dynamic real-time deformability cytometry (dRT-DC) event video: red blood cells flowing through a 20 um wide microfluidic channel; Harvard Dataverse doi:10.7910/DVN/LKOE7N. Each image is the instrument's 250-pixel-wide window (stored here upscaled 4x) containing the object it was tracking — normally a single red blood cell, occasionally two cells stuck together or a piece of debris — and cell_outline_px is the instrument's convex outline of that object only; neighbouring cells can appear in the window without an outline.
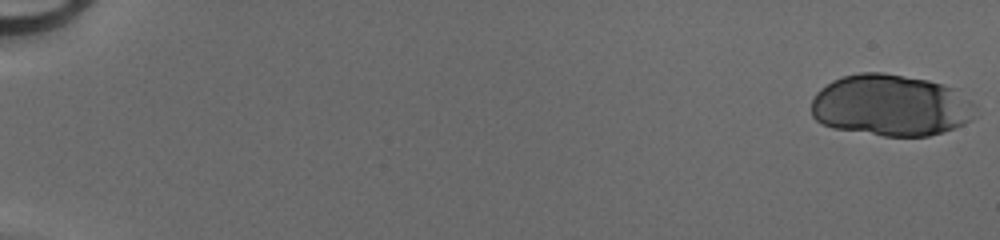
{"species": "human", "species_latin": "Homo sapiens", "temperature_condition": "cold", "stored_images_in_passage": 49, "camera_frame_rate_fps": 3000, "um_per_image_px": 0.085, "donor": {"sex": "male"}, "frame": {"image": 1, "passage_image": 1, "time_ms": 0.0, "image_size_px": [1000, 240], "cell_outline_px": [[976, 104], [972, 120], [964, 124], [944, 132], [928, 136], [884, 136], [832, 128], [820, 124], [812, 116], [812, 100], [816, 92], [820, 88], [832, 80], [844, 76], [860, 72], [884, 72], [928, 80], [944, 84], [956, 88]], "centroid_in_image_um": [75.72, 8.95], "position_along_channel_um": 9.3, "area_um2": 59.53}}
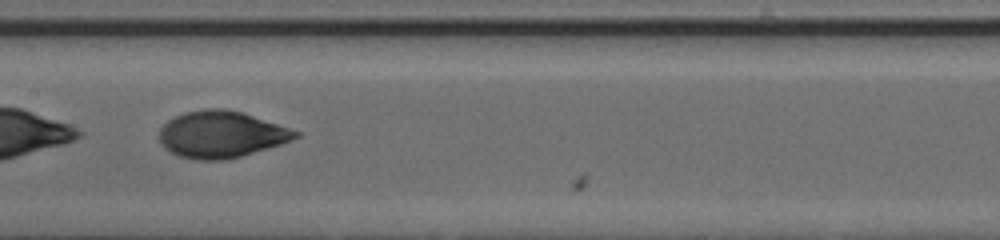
{"frame": {"image": 2, "passage_image": 28, "time_ms": 9.0, "image_size_px": [1000, 240], "cell_outline_px": [[300, 136], [292, 140], [280, 144], [240, 156], [224, 160], [196, 160], [180, 156], [164, 148], [160, 144], [160, 128], [168, 120], [184, 112], [204, 108], [224, 108], [244, 112], [300, 132]], "centroid_in_image_um": [18.79, 11.41], "position_along_channel_um": 188.6, "area_um2": 36.99}}
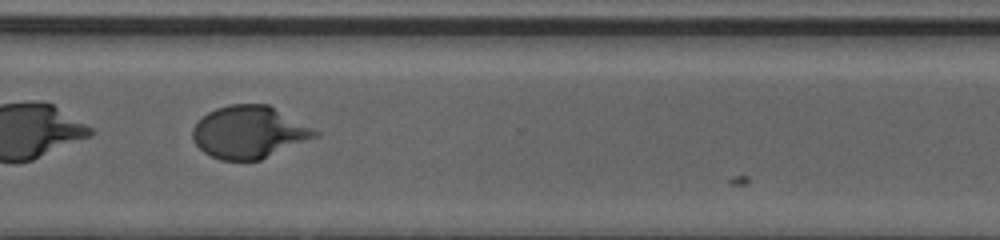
{"frame": {"image": 3, "passage_image": 39, "time_ms": 12.667, "image_size_px": [1000, 240], "cell_outline_px": [[320, 136], [260, 160], [220, 160], [204, 152], [196, 144], [192, 136], [192, 128], [208, 112], [216, 108], [228, 104], [268, 104], [320, 132]], "centroid_in_image_um": [21.19, 11.23], "position_along_channel_um": 349.4, "area_um2": 37.22}}